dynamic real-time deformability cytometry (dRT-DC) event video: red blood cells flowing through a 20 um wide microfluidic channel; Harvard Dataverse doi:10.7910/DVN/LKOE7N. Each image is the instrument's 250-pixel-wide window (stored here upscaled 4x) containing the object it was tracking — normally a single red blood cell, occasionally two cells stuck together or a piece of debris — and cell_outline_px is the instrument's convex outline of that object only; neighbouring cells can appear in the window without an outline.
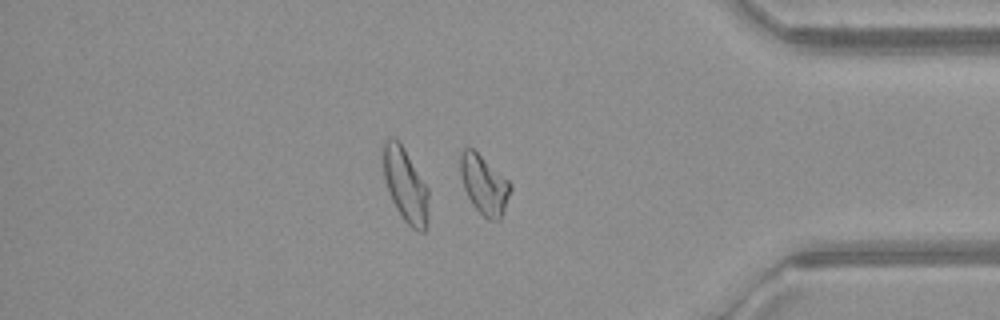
{"species": "common noctule bat (a hibernating species)", "species_latin": "Nyctalus noctula", "temperature_condition": "warm", "stored_images_in_passage": 49, "camera_frame_rate_fps": 3000, "um_per_image_px": 0.085, "animal": {"sex": "female", "body_mass_g": 21.9}, "frame": {"image": 1, "passage_image": 42, "time_ms": 13.667, "image_size_px": [1000, 320], "cell_outline_px": [[512, 188], [504, 212], [500, 220], [488, 220], [472, 204], [464, 188], [460, 176], [460, 152], [464, 148], [472, 148], [508, 180], [512, 184]], "centroid_in_image_um": [41.15, 15.71], "position_along_channel_um": 394.0, "area_um2": 17.17}, "authors_computed_cell_mechanics": {"area_um2": 17.2244, "velocity_mm_per_s": 4.1288, "shape_relaxation_time_tau1_ms": 4.5407, "shape_relaxation_time_tau2_ms": null, "deformation_change_tau1": 0.1751, "deformation_change_tau2": null}}